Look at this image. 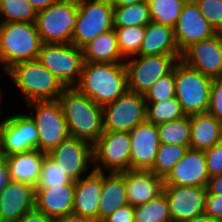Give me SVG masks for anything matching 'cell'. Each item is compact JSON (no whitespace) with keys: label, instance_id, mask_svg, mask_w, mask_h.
I'll return each mask as SVG.
<instances>
[{"label":"cell","instance_id":"obj_2","mask_svg":"<svg viewBox=\"0 0 222 222\" xmlns=\"http://www.w3.org/2000/svg\"><path fill=\"white\" fill-rule=\"evenodd\" d=\"M57 101L69 124L71 137L93 145L103 134L102 106L75 87H67Z\"/></svg>","mask_w":222,"mask_h":222},{"label":"cell","instance_id":"obj_52","mask_svg":"<svg viewBox=\"0 0 222 222\" xmlns=\"http://www.w3.org/2000/svg\"><path fill=\"white\" fill-rule=\"evenodd\" d=\"M66 1H72L74 3L79 4V3H82V2H85V1H91V0H66Z\"/></svg>","mask_w":222,"mask_h":222},{"label":"cell","instance_id":"obj_38","mask_svg":"<svg viewBox=\"0 0 222 222\" xmlns=\"http://www.w3.org/2000/svg\"><path fill=\"white\" fill-rule=\"evenodd\" d=\"M146 103H158L173 97L175 95V78L173 70L159 78L144 94Z\"/></svg>","mask_w":222,"mask_h":222},{"label":"cell","instance_id":"obj_45","mask_svg":"<svg viewBox=\"0 0 222 222\" xmlns=\"http://www.w3.org/2000/svg\"><path fill=\"white\" fill-rule=\"evenodd\" d=\"M10 177L7 169V155L0 153V191L9 183Z\"/></svg>","mask_w":222,"mask_h":222},{"label":"cell","instance_id":"obj_32","mask_svg":"<svg viewBox=\"0 0 222 222\" xmlns=\"http://www.w3.org/2000/svg\"><path fill=\"white\" fill-rule=\"evenodd\" d=\"M150 21L151 17L147 1L130 6L114 7V27L145 26Z\"/></svg>","mask_w":222,"mask_h":222},{"label":"cell","instance_id":"obj_47","mask_svg":"<svg viewBox=\"0 0 222 222\" xmlns=\"http://www.w3.org/2000/svg\"><path fill=\"white\" fill-rule=\"evenodd\" d=\"M55 222H95V221L75 213H70L66 216L55 219Z\"/></svg>","mask_w":222,"mask_h":222},{"label":"cell","instance_id":"obj_37","mask_svg":"<svg viewBox=\"0 0 222 222\" xmlns=\"http://www.w3.org/2000/svg\"><path fill=\"white\" fill-rule=\"evenodd\" d=\"M73 182L54 160L46 154L41 165L40 180L35 188H52Z\"/></svg>","mask_w":222,"mask_h":222},{"label":"cell","instance_id":"obj_20","mask_svg":"<svg viewBox=\"0 0 222 222\" xmlns=\"http://www.w3.org/2000/svg\"><path fill=\"white\" fill-rule=\"evenodd\" d=\"M35 209V187L10 180L0 191V222H17Z\"/></svg>","mask_w":222,"mask_h":222},{"label":"cell","instance_id":"obj_10","mask_svg":"<svg viewBox=\"0 0 222 222\" xmlns=\"http://www.w3.org/2000/svg\"><path fill=\"white\" fill-rule=\"evenodd\" d=\"M146 114L143 94L127 90L114 102L102 106L103 131L129 133L146 121Z\"/></svg>","mask_w":222,"mask_h":222},{"label":"cell","instance_id":"obj_40","mask_svg":"<svg viewBox=\"0 0 222 222\" xmlns=\"http://www.w3.org/2000/svg\"><path fill=\"white\" fill-rule=\"evenodd\" d=\"M208 113L222 122V77L213 78Z\"/></svg>","mask_w":222,"mask_h":222},{"label":"cell","instance_id":"obj_53","mask_svg":"<svg viewBox=\"0 0 222 222\" xmlns=\"http://www.w3.org/2000/svg\"><path fill=\"white\" fill-rule=\"evenodd\" d=\"M217 222H222V218L217 219Z\"/></svg>","mask_w":222,"mask_h":222},{"label":"cell","instance_id":"obj_48","mask_svg":"<svg viewBox=\"0 0 222 222\" xmlns=\"http://www.w3.org/2000/svg\"><path fill=\"white\" fill-rule=\"evenodd\" d=\"M36 11L48 8L50 5L56 3L58 0H27Z\"/></svg>","mask_w":222,"mask_h":222},{"label":"cell","instance_id":"obj_23","mask_svg":"<svg viewBox=\"0 0 222 222\" xmlns=\"http://www.w3.org/2000/svg\"><path fill=\"white\" fill-rule=\"evenodd\" d=\"M124 177L129 204L133 207L145 204L163 192L164 179L150 170H127Z\"/></svg>","mask_w":222,"mask_h":222},{"label":"cell","instance_id":"obj_13","mask_svg":"<svg viewBox=\"0 0 222 222\" xmlns=\"http://www.w3.org/2000/svg\"><path fill=\"white\" fill-rule=\"evenodd\" d=\"M173 30L176 44L181 53L192 44L209 39L217 34L194 0H187L184 3Z\"/></svg>","mask_w":222,"mask_h":222},{"label":"cell","instance_id":"obj_24","mask_svg":"<svg viewBox=\"0 0 222 222\" xmlns=\"http://www.w3.org/2000/svg\"><path fill=\"white\" fill-rule=\"evenodd\" d=\"M139 56L173 55L182 56L176 44L172 27L150 21L145 25V36Z\"/></svg>","mask_w":222,"mask_h":222},{"label":"cell","instance_id":"obj_33","mask_svg":"<svg viewBox=\"0 0 222 222\" xmlns=\"http://www.w3.org/2000/svg\"><path fill=\"white\" fill-rule=\"evenodd\" d=\"M186 1L187 0H147L151 20L174 28Z\"/></svg>","mask_w":222,"mask_h":222},{"label":"cell","instance_id":"obj_19","mask_svg":"<svg viewBox=\"0 0 222 222\" xmlns=\"http://www.w3.org/2000/svg\"><path fill=\"white\" fill-rule=\"evenodd\" d=\"M210 179L204 151L189 148L164 179V186L207 187Z\"/></svg>","mask_w":222,"mask_h":222},{"label":"cell","instance_id":"obj_35","mask_svg":"<svg viewBox=\"0 0 222 222\" xmlns=\"http://www.w3.org/2000/svg\"><path fill=\"white\" fill-rule=\"evenodd\" d=\"M114 29L121 55L125 58L137 55L145 36V26L114 27Z\"/></svg>","mask_w":222,"mask_h":222},{"label":"cell","instance_id":"obj_21","mask_svg":"<svg viewBox=\"0 0 222 222\" xmlns=\"http://www.w3.org/2000/svg\"><path fill=\"white\" fill-rule=\"evenodd\" d=\"M103 187V171L98 164L86 178L75 181L73 213L99 222V201Z\"/></svg>","mask_w":222,"mask_h":222},{"label":"cell","instance_id":"obj_43","mask_svg":"<svg viewBox=\"0 0 222 222\" xmlns=\"http://www.w3.org/2000/svg\"><path fill=\"white\" fill-rule=\"evenodd\" d=\"M102 222H134V207L130 204L124 205Z\"/></svg>","mask_w":222,"mask_h":222},{"label":"cell","instance_id":"obj_36","mask_svg":"<svg viewBox=\"0 0 222 222\" xmlns=\"http://www.w3.org/2000/svg\"><path fill=\"white\" fill-rule=\"evenodd\" d=\"M2 22H30L36 20L37 11L27 0H1Z\"/></svg>","mask_w":222,"mask_h":222},{"label":"cell","instance_id":"obj_34","mask_svg":"<svg viewBox=\"0 0 222 222\" xmlns=\"http://www.w3.org/2000/svg\"><path fill=\"white\" fill-rule=\"evenodd\" d=\"M146 105V120L155 125L177 120L186 116L176 97L158 103H146Z\"/></svg>","mask_w":222,"mask_h":222},{"label":"cell","instance_id":"obj_6","mask_svg":"<svg viewBox=\"0 0 222 222\" xmlns=\"http://www.w3.org/2000/svg\"><path fill=\"white\" fill-rule=\"evenodd\" d=\"M77 12L78 4L66 0L37 11L35 25L42 43H71Z\"/></svg>","mask_w":222,"mask_h":222},{"label":"cell","instance_id":"obj_50","mask_svg":"<svg viewBox=\"0 0 222 222\" xmlns=\"http://www.w3.org/2000/svg\"><path fill=\"white\" fill-rule=\"evenodd\" d=\"M183 222H217V220L207 214H201Z\"/></svg>","mask_w":222,"mask_h":222},{"label":"cell","instance_id":"obj_44","mask_svg":"<svg viewBox=\"0 0 222 222\" xmlns=\"http://www.w3.org/2000/svg\"><path fill=\"white\" fill-rule=\"evenodd\" d=\"M17 222H55V219L33 209L24 214Z\"/></svg>","mask_w":222,"mask_h":222},{"label":"cell","instance_id":"obj_49","mask_svg":"<svg viewBox=\"0 0 222 222\" xmlns=\"http://www.w3.org/2000/svg\"><path fill=\"white\" fill-rule=\"evenodd\" d=\"M147 0H111L113 7H124Z\"/></svg>","mask_w":222,"mask_h":222},{"label":"cell","instance_id":"obj_12","mask_svg":"<svg viewBox=\"0 0 222 222\" xmlns=\"http://www.w3.org/2000/svg\"><path fill=\"white\" fill-rule=\"evenodd\" d=\"M131 142L128 132L103 131L93 144V162L103 163L110 172L130 170Z\"/></svg>","mask_w":222,"mask_h":222},{"label":"cell","instance_id":"obj_1","mask_svg":"<svg viewBox=\"0 0 222 222\" xmlns=\"http://www.w3.org/2000/svg\"><path fill=\"white\" fill-rule=\"evenodd\" d=\"M74 87L97 105L114 102L128 90L125 63H84Z\"/></svg>","mask_w":222,"mask_h":222},{"label":"cell","instance_id":"obj_9","mask_svg":"<svg viewBox=\"0 0 222 222\" xmlns=\"http://www.w3.org/2000/svg\"><path fill=\"white\" fill-rule=\"evenodd\" d=\"M36 109V116L30 114L38 130V150L50 153L65 139L71 137L69 124L64 118L57 100L34 101L28 103Z\"/></svg>","mask_w":222,"mask_h":222},{"label":"cell","instance_id":"obj_30","mask_svg":"<svg viewBox=\"0 0 222 222\" xmlns=\"http://www.w3.org/2000/svg\"><path fill=\"white\" fill-rule=\"evenodd\" d=\"M134 222H172L164 192L145 204L135 206Z\"/></svg>","mask_w":222,"mask_h":222},{"label":"cell","instance_id":"obj_26","mask_svg":"<svg viewBox=\"0 0 222 222\" xmlns=\"http://www.w3.org/2000/svg\"><path fill=\"white\" fill-rule=\"evenodd\" d=\"M190 148L205 151L222 140V122L207 113L190 115Z\"/></svg>","mask_w":222,"mask_h":222},{"label":"cell","instance_id":"obj_28","mask_svg":"<svg viewBox=\"0 0 222 222\" xmlns=\"http://www.w3.org/2000/svg\"><path fill=\"white\" fill-rule=\"evenodd\" d=\"M84 63H121L119 58H124L118 48L117 34L111 29L100 34L82 47Z\"/></svg>","mask_w":222,"mask_h":222},{"label":"cell","instance_id":"obj_46","mask_svg":"<svg viewBox=\"0 0 222 222\" xmlns=\"http://www.w3.org/2000/svg\"><path fill=\"white\" fill-rule=\"evenodd\" d=\"M206 188L209 194L222 195V174L210 177Z\"/></svg>","mask_w":222,"mask_h":222},{"label":"cell","instance_id":"obj_15","mask_svg":"<svg viewBox=\"0 0 222 222\" xmlns=\"http://www.w3.org/2000/svg\"><path fill=\"white\" fill-rule=\"evenodd\" d=\"M172 222H183L204 214L207 188L164 186Z\"/></svg>","mask_w":222,"mask_h":222},{"label":"cell","instance_id":"obj_42","mask_svg":"<svg viewBox=\"0 0 222 222\" xmlns=\"http://www.w3.org/2000/svg\"><path fill=\"white\" fill-rule=\"evenodd\" d=\"M204 214L216 220L222 218V195L209 194L207 192Z\"/></svg>","mask_w":222,"mask_h":222},{"label":"cell","instance_id":"obj_22","mask_svg":"<svg viewBox=\"0 0 222 222\" xmlns=\"http://www.w3.org/2000/svg\"><path fill=\"white\" fill-rule=\"evenodd\" d=\"M75 181L52 188H35V209L57 219L73 213Z\"/></svg>","mask_w":222,"mask_h":222},{"label":"cell","instance_id":"obj_8","mask_svg":"<svg viewBox=\"0 0 222 222\" xmlns=\"http://www.w3.org/2000/svg\"><path fill=\"white\" fill-rule=\"evenodd\" d=\"M114 28V7L111 0H91L78 4L77 23L72 42L82 48L102 33Z\"/></svg>","mask_w":222,"mask_h":222},{"label":"cell","instance_id":"obj_27","mask_svg":"<svg viewBox=\"0 0 222 222\" xmlns=\"http://www.w3.org/2000/svg\"><path fill=\"white\" fill-rule=\"evenodd\" d=\"M103 173V187L99 201V222H102L118 208L129 204L124 177L121 173Z\"/></svg>","mask_w":222,"mask_h":222},{"label":"cell","instance_id":"obj_41","mask_svg":"<svg viewBox=\"0 0 222 222\" xmlns=\"http://www.w3.org/2000/svg\"><path fill=\"white\" fill-rule=\"evenodd\" d=\"M209 177L222 174V140L204 151Z\"/></svg>","mask_w":222,"mask_h":222},{"label":"cell","instance_id":"obj_16","mask_svg":"<svg viewBox=\"0 0 222 222\" xmlns=\"http://www.w3.org/2000/svg\"><path fill=\"white\" fill-rule=\"evenodd\" d=\"M181 60L203 75L222 77V33L192 44L182 53Z\"/></svg>","mask_w":222,"mask_h":222},{"label":"cell","instance_id":"obj_25","mask_svg":"<svg viewBox=\"0 0 222 222\" xmlns=\"http://www.w3.org/2000/svg\"><path fill=\"white\" fill-rule=\"evenodd\" d=\"M46 153L34 149L7 156L10 180L27 183L36 187L40 180L41 165Z\"/></svg>","mask_w":222,"mask_h":222},{"label":"cell","instance_id":"obj_7","mask_svg":"<svg viewBox=\"0 0 222 222\" xmlns=\"http://www.w3.org/2000/svg\"><path fill=\"white\" fill-rule=\"evenodd\" d=\"M36 60L66 87L78 83L84 65L82 48L73 43H42Z\"/></svg>","mask_w":222,"mask_h":222},{"label":"cell","instance_id":"obj_18","mask_svg":"<svg viewBox=\"0 0 222 222\" xmlns=\"http://www.w3.org/2000/svg\"><path fill=\"white\" fill-rule=\"evenodd\" d=\"M129 135L130 170H150L160 144L157 126L146 120L131 130Z\"/></svg>","mask_w":222,"mask_h":222},{"label":"cell","instance_id":"obj_29","mask_svg":"<svg viewBox=\"0 0 222 222\" xmlns=\"http://www.w3.org/2000/svg\"><path fill=\"white\" fill-rule=\"evenodd\" d=\"M159 142L180 145L190 148L191 125L190 115L183 118L156 125Z\"/></svg>","mask_w":222,"mask_h":222},{"label":"cell","instance_id":"obj_5","mask_svg":"<svg viewBox=\"0 0 222 222\" xmlns=\"http://www.w3.org/2000/svg\"><path fill=\"white\" fill-rule=\"evenodd\" d=\"M175 95L185 115L207 113L213 78L181 59L174 66Z\"/></svg>","mask_w":222,"mask_h":222},{"label":"cell","instance_id":"obj_11","mask_svg":"<svg viewBox=\"0 0 222 222\" xmlns=\"http://www.w3.org/2000/svg\"><path fill=\"white\" fill-rule=\"evenodd\" d=\"M182 56H139L125 62L128 90L144 94L159 78L169 74Z\"/></svg>","mask_w":222,"mask_h":222},{"label":"cell","instance_id":"obj_31","mask_svg":"<svg viewBox=\"0 0 222 222\" xmlns=\"http://www.w3.org/2000/svg\"><path fill=\"white\" fill-rule=\"evenodd\" d=\"M188 149L185 146L160 143L154 165L150 171L165 179Z\"/></svg>","mask_w":222,"mask_h":222},{"label":"cell","instance_id":"obj_3","mask_svg":"<svg viewBox=\"0 0 222 222\" xmlns=\"http://www.w3.org/2000/svg\"><path fill=\"white\" fill-rule=\"evenodd\" d=\"M6 72L20 88L28 103L57 100L67 88L38 60L16 63Z\"/></svg>","mask_w":222,"mask_h":222},{"label":"cell","instance_id":"obj_4","mask_svg":"<svg viewBox=\"0 0 222 222\" xmlns=\"http://www.w3.org/2000/svg\"><path fill=\"white\" fill-rule=\"evenodd\" d=\"M41 45L35 22H1L0 64L5 70L19 62L36 60Z\"/></svg>","mask_w":222,"mask_h":222},{"label":"cell","instance_id":"obj_14","mask_svg":"<svg viewBox=\"0 0 222 222\" xmlns=\"http://www.w3.org/2000/svg\"><path fill=\"white\" fill-rule=\"evenodd\" d=\"M48 155L72 181H77L88 169L90 161L93 162V145L76 137H68Z\"/></svg>","mask_w":222,"mask_h":222},{"label":"cell","instance_id":"obj_17","mask_svg":"<svg viewBox=\"0 0 222 222\" xmlns=\"http://www.w3.org/2000/svg\"><path fill=\"white\" fill-rule=\"evenodd\" d=\"M38 130L30 115L16 114L4 120L3 152L14 153L38 149Z\"/></svg>","mask_w":222,"mask_h":222},{"label":"cell","instance_id":"obj_39","mask_svg":"<svg viewBox=\"0 0 222 222\" xmlns=\"http://www.w3.org/2000/svg\"><path fill=\"white\" fill-rule=\"evenodd\" d=\"M217 33H222V0H194Z\"/></svg>","mask_w":222,"mask_h":222},{"label":"cell","instance_id":"obj_51","mask_svg":"<svg viewBox=\"0 0 222 222\" xmlns=\"http://www.w3.org/2000/svg\"><path fill=\"white\" fill-rule=\"evenodd\" d=\"M3 129L4 121L0 123V153H3Z\"/></svg>","mask_w":222,"mask_h":222}]
</instances>
